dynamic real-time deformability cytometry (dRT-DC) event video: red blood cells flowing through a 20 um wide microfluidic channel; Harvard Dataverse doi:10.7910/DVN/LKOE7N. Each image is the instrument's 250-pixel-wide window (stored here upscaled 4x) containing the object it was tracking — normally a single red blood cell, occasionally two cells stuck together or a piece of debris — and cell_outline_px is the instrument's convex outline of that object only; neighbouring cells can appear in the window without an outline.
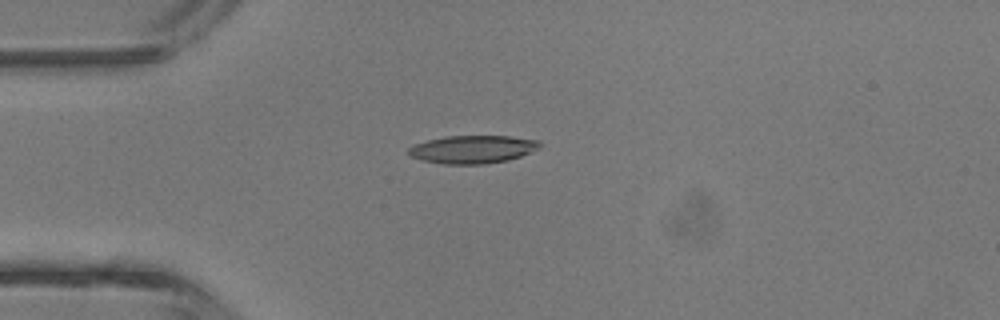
{"species": "common noctule bat (a hibernating species)", "species_latin": "Nyctalus noctula", "temperature_condition": "room temperature", "stored_images_in_passage": 3, "camera_frame_rate_fps": 3000, "um_per_image_px": 0.085, "animal": {"sex": "male", "body_mass_g": 13.3}, "frame": {"image": 1, "passage_image": 2, "time_ms": 2.0, "image_size_px": [1000, 320], "cell_outline_px": [[540, 144], [536, 148], [520, 156], [508, 160], [484, 164], [444, 164], [424, 160], [408, 156], [408, 148], [416, 144], [428, 140], [448, 136], [508, 136], [540, 140]], "centroid_in_image_um": [40.14, 12.69], "position_along_channel_um": 44.9, "area_um2": 21.1}}